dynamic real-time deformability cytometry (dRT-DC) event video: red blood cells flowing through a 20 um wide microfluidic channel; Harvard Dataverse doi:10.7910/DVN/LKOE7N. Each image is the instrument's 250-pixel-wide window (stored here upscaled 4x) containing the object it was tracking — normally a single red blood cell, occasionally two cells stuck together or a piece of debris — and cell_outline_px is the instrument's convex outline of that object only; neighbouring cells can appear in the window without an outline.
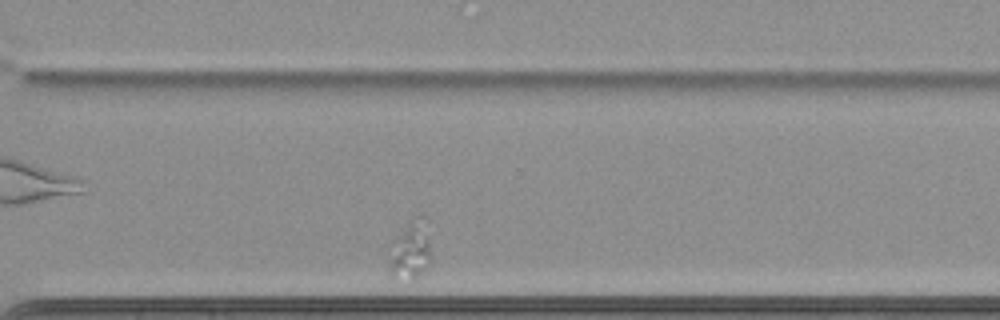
{"species": "common noctule bat (a hibernating species)", "species_latin": "Nyctalus noctula", "temperature_condition": "cold", "stored_images_in_passage": 63, "camera_frame_rate_fps": 3000, "um_per_image_px": 0.085, "animal": {"sex": "female", "body_mass_g": 22.7, "forearm_length_mm": 54.2}, "frame": {"image": 1, "passage_image": 50, "time_ms": 16.333, "image_size_px": [1000, 320], "cell_outline_px": [[428, 264], [416, 276], [412, 276], [388, 272], [388, 244], [408, 220], [420, 212], [428, 220]], "centroid_in_image_um": [34.83, 21.05], "position_along_channel_um": 335.8, "area_um2": 14.16}}
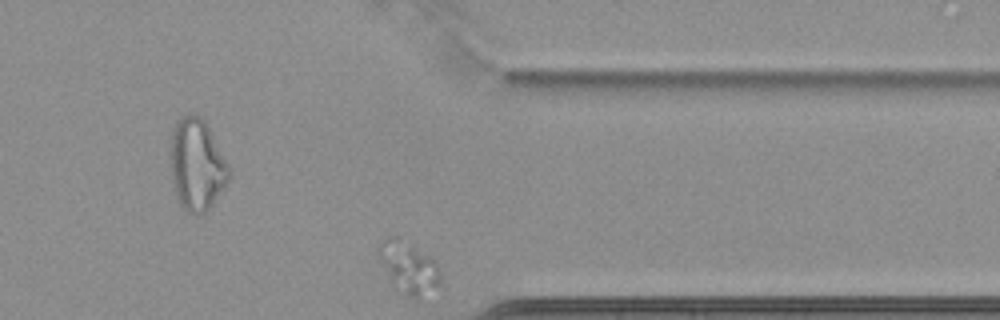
{"frame": {"image": 2, "passage_image": 54, "time_ms": 17.667, "image_size_px": [1000, 320], "cell_outline_px": [[440, 284], [416, 300], [404, 296], [392, 284], [376, 252], [376, 244], [388, 236], [400, 236], [432, 260], [436, 264], [440, 272]], "centroid_in_image_um": [34.66, 22.72], "position_along_channel_um": 376.7, "area_um2": 18.67}}
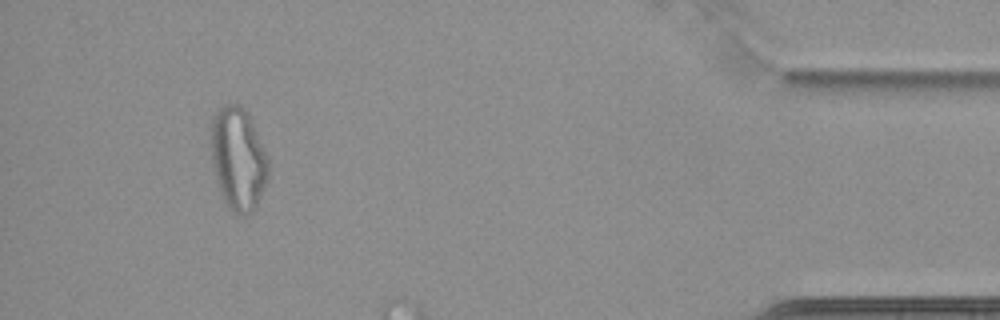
{"frame": {"image": 3, "passage_image": 59, "time_ms": 19.333, "image_size_px": [1000, 320], "cell_outline_px": [[268, 180], [252, 212], [248, 216], [240, 216], [228, 208], [224, 200], [212, 164], [212, 116], [224, 104], [240, 104], [248, 112], [252, 120], [268, 160]], "centroid_in_image_um": [20.26, 13.49], "position_along_channel_um": 414.9, "area_um2": 34.04}}